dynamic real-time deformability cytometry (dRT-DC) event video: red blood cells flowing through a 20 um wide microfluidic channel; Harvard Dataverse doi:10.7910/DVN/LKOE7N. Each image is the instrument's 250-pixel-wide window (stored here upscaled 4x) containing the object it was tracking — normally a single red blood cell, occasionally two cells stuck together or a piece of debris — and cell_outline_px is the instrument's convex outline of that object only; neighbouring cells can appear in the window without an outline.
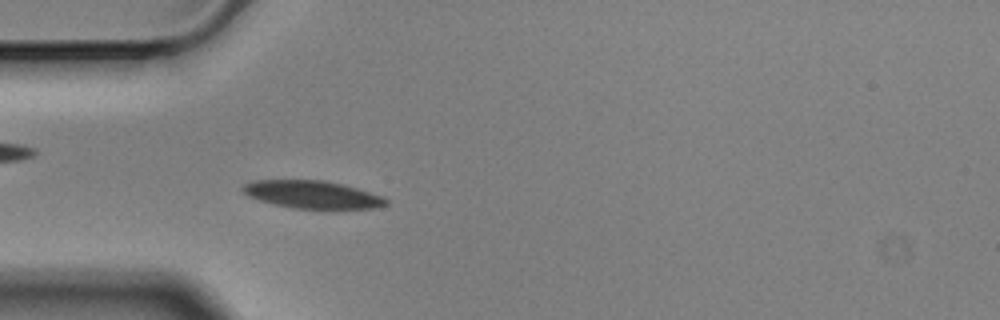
{"species": "Egyptian fruit bat (a non-hibernating species)", "species_latin": "Rousettus aegyptiacus", "temperature_condition": "cold", "stored_images_in_passage": 56, "camera_frame_rate_fps": 3000, "um_per_image_px": 0.085, "animal": {"sex": "male"}, "frame": {"image": 1, "passage_image": 16, "time_ms": 5.0, "image_size_px": [1000, 320], "cell_outline_px": [[388, 204], [380, 208], [336, 212], [292, 208], [260, 200], [248, 196], [240, 188], [244, 184], [252, 180], [324, 180], [344, 184], [380, 196], [388, 200]], "centroid_in_image_um": [26.63, 16.59], "position_along_channel_um": 58.4, "area_um2": 24.16}}
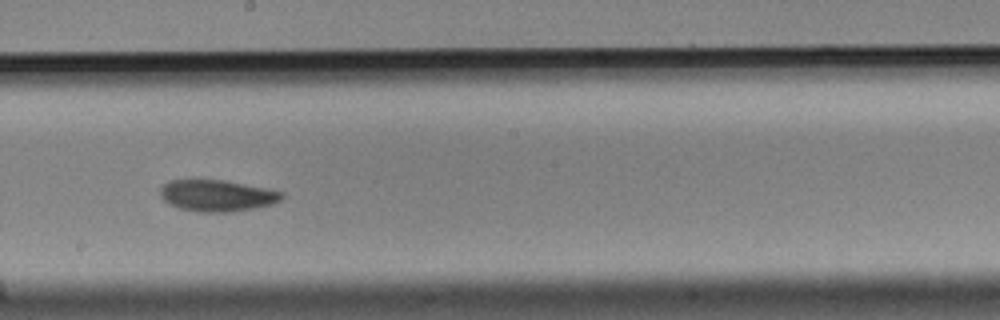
{"frame": {"image": 2, "passage_image": 31, "time_ms": 10.0, "image_size_px": [1000, 320], "cell_outline_px": [[284, 196], [280, 200], [272, 204], [256, 208], [232, 212], [196, 212], [180, 208], [168, 204], [160, 196], [160, 188], [168, 180], [224, 180], [284, 192]], "centroid_in_image_um": [18.43, 16.64], "position_along_channel_um": 229.8, "area_um2": 22.37}}
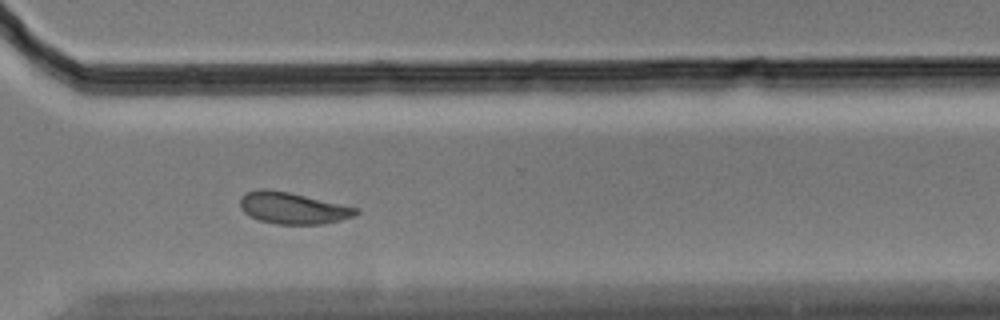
{"frame": {"image": 3, "passage_image": 41, "time_ms": 13.333, "image_size_px": [1000, 320], "cell_outline_px": [[360, 212], [356, 216], [324, 224], [276, 224], [260, 220], [248, 216], [240, 208], [240, 196], [248, 192], [260, 188], [264, 188], [288, 192], [360, 208]], "centroid_in_image_um": [24.9, 17.69], "position_along_channel_um": 345.7, "area_um2": 21.44}, "authors_computed_cell_mechanics": {"area_um2": 22.3686, "velocity_mm_per_s": 3.4821, "shape_relaxation_time_tau1_ms": 4.6025, "shape_relaxation_time_tau2_ms": 3.6384, "deformation_change_tau1": 0.1044, "deformation_change_tau2": 0.0805}}